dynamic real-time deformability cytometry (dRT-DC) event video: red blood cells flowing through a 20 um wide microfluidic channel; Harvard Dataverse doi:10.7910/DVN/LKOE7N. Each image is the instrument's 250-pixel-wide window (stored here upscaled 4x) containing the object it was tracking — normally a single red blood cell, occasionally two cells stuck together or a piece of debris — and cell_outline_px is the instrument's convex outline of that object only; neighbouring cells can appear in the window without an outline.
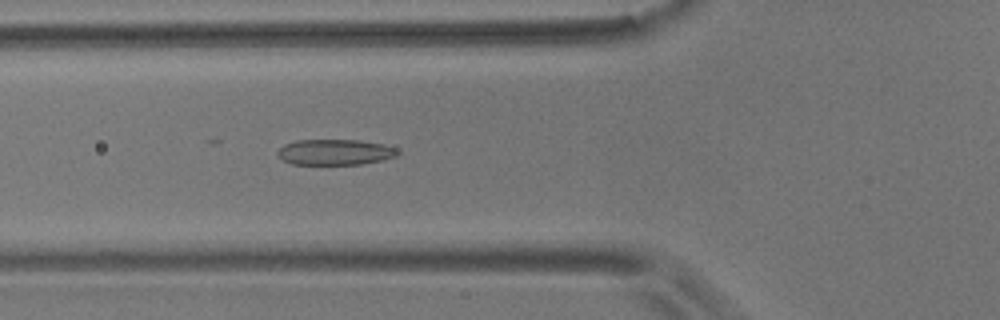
{"species": "common noctule bat (a hibernating species)", "species_latin": "Nyctalus noctula", "temperature_condition": "room temperature", "stored_images_in_passage": 6, "camera_frame_rate_fps": 3000, "um_per_image_px": 0.085, "animal": {"sex": "male", "body_mass_g": 17.9}, "frame": {"image": 1, "passage_image": 3, "time_ms": 0.667, "image_size_px": [1000, 320], "cell_outline_px": [[400, 152], [396, 156], [384, 160], [360, 164], [292, 164], [276, 156], [276, 152], [284, 144], [296, 140], [360, 140], [384, 144], [396, 148]], "centroid_in_image_um": [28.48, 12.93], "position_along_channel_um": 97.3, "area_um2": 18.09}}